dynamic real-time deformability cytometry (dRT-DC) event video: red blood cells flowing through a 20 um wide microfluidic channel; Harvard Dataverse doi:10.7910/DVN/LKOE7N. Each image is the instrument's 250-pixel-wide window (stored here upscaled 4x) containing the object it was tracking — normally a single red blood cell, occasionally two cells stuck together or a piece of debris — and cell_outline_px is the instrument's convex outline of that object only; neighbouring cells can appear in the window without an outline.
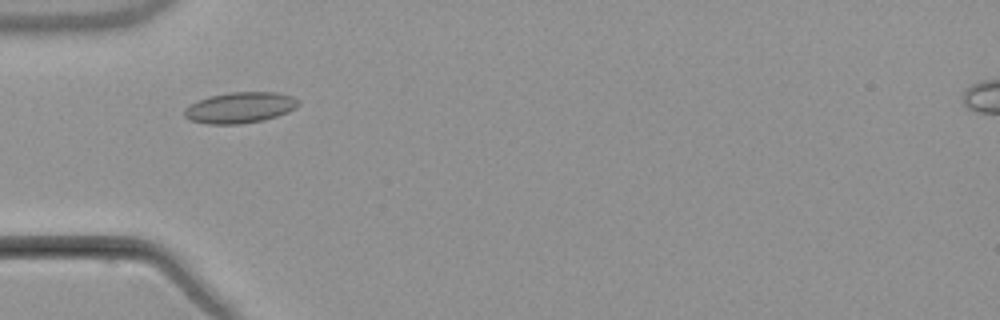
{"species": "common noctule bat (a hibernating species)", "species_latin": "Nyctalus noctula", "temperature_condition": "warm", "stored_images_in_passage": 7, "camera_frame_rate_fps": 3000, "um_per_image_px": 0.085, "animal": {"sex": "male", "body_mass_g": 21.5, "forearm_length_mm": 52.0}, "frame": {"image": 1, "passage_image": 4, "time_ms": 3.667, "image_size_px": [1000, 320], "cell_outline_px": [[300, 104], [288, 112], [264, 120], [240, 124], [208, 124], [192, 120], [184, 116], [184, 108], [188, 104], [208, 96], [228, 92], [276, 92], [292, 96], [300, 100]], "centroid_in_image_um": [20.39, 9.14], "position_along_channel_um": 64.6, "area_um2": 20.69}}
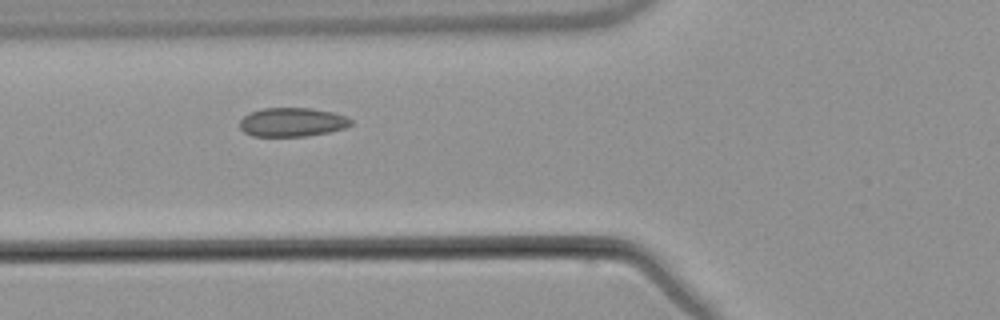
{"frame": {"image": 2, "passage_image": 5, "time_ms": 4.667, "image_size_px": [1000, 320], "cell_outline_px": [[352, 124], [344, 128], [328, 132], [304, 136], [252, 136], [244, 132], [240, 128], [240, 120], [248, 112], [264, 108], [312, 108], [332, 112], [344, 116], [352, 120]], "centroid_in_image_um": [24.8, 10.38], "position_along_channel_um": 101.0, "area_um2": 18.67}}
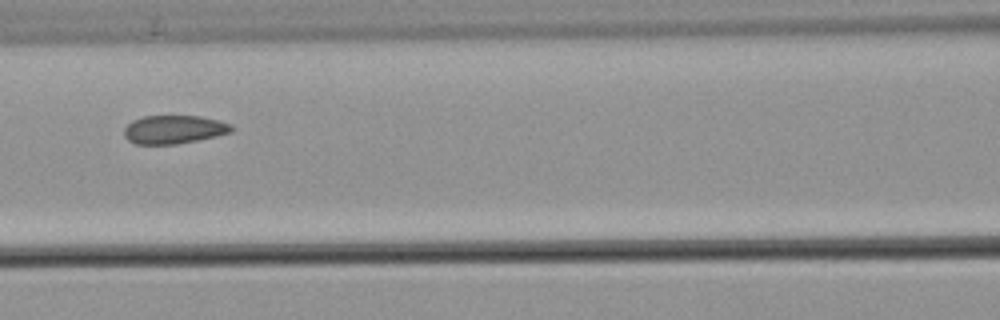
{"frame": {"image": 3, "passage_image": 6, "time_ms": 6.0, "image_size_px": [1000, 320], "cell_outline_px": [[232, 132], [216, 136], [176, 144], [136, 144], [128, 140], [124, 136], [124, 128], [132, 120], [144, 116], [200, 116], [232, 124]], "centroid_in_image_um": [14.76, 11.0], "position_along_channel_um": 151.8, "area_um2": 17.69}}